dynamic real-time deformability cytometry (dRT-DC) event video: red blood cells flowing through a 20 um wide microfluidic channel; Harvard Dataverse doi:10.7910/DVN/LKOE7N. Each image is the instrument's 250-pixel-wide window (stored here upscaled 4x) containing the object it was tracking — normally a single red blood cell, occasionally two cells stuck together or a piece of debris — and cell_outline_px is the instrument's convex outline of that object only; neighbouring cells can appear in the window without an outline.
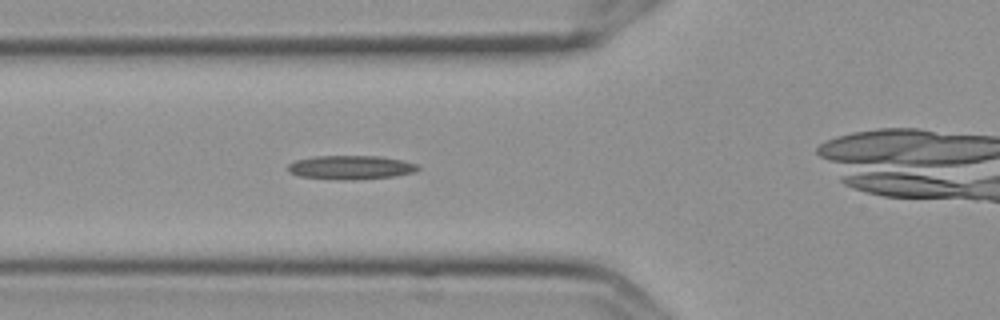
{"species": "Egyptian fruit bat (a non-hibernating species)", "species_latin": "Rousettus aegyptiacus", "temperature_condition": "cold", "stored_images_in_passage": 5, "camera_frame_rate_fps": 3000, "um_per_image_px": 0.085, "frame": {"image": 1, "passage_image": 4, "time_ms": 1.0, "image_size_px": [1000, 320], "cell_outline_px": [[420, 168], [416, 172], [396, 176], [356, 180], [336, 180], [300, 176], [288, 172], [288, 164], [296, 160], [316, 156], [380, 156], [400, 160], [416, 164]], "centroid_in_image_um": [29.81, 14.24], "position_along_channel_um": 96.0, "area_um2": 18.21}}